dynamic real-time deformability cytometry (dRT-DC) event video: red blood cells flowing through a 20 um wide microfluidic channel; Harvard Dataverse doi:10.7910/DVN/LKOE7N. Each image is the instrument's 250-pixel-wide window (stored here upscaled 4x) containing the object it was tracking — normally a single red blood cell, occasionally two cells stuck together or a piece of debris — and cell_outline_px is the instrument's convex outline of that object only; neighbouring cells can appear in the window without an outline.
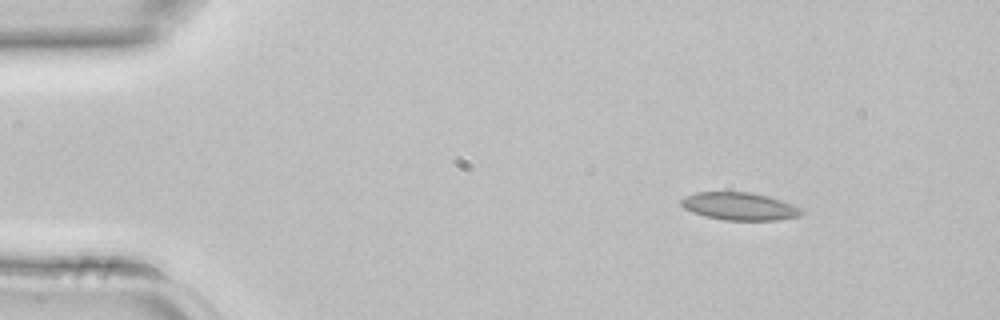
{"species": "common noctule bat (a hibernating species)", "species_latin": "Nyctalus noctula", "temperature_condition": "room temperature", "stored_images_in_passage": 3, "camera_frame_rate_fps": 3000, "um_per_image_px": 0.085, "animal": {"sex": "female", "body_mass_g": 22.7, "forearm_length_mm": 54.2}, "frame": {"image": 1, "passage_image": 1, "time_ms": 0.0, "image_size_px": [1000, 320], "cell_outline_px": [[804, 212], [800, 216], [776, 220], [724, 220], [704, 216], [692, 212], [684, 208], [680, 204], [680, 200], [684, 196], [696, 192], [748, 192], [768, 196], [792, 204], [800, 208]], "centroid_in_image_um": [62.82, 17.54], "position_along_channel_um": 22.2, "area_um2": 19.42}}
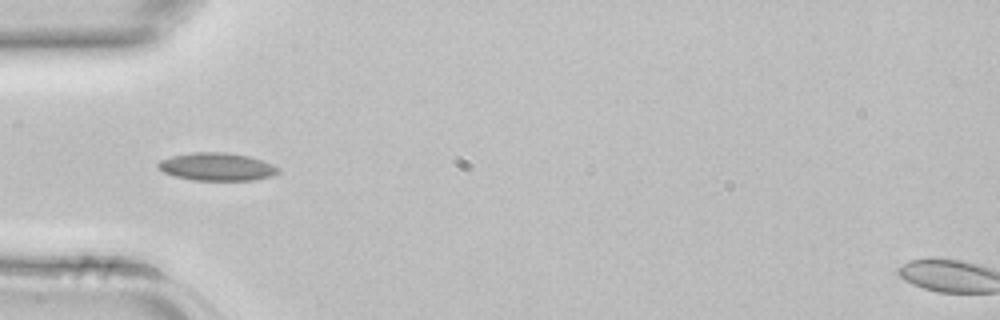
{"frame": {"image": 2, "passage_image": 3, "time_ms": 0.667, "image_size_px": [1000, 320], "cell_outline_px": [[280, 172], [272, 176], [256, 180], [192, 180], [176, 176], [164, 172], [156, 168], [156, 164], [160, 160], [172, 156], [192, 152], [228, 152], [248, 156], [272, 164], [280, 168]], "centroid_in_image_um": [18.43, 14.17], "position_along_channel_um": 66.6, "area_um2": 19.59}}